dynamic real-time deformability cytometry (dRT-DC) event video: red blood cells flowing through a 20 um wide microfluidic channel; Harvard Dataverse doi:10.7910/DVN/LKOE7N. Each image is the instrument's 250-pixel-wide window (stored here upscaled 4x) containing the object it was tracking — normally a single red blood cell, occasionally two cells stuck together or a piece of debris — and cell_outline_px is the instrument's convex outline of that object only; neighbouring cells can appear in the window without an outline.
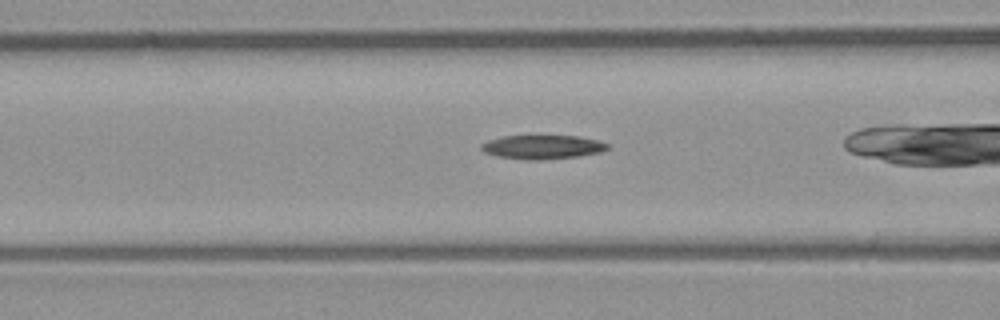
{"species": "common noctule bat (a hibernating species)", "species_latin": "Nyctalus noctula", "temperature_condition": "room temperature", "stored_images_in_passage": 32, "camera_frame_rate_fps": 3000, "um_per_image_px": 0.085, "animal": {"sex": "male", "body_mass_g": 23.1, "forearm_length_mm": 52.7}, "frame": {"image": 1, "passage_image": 12, "time_ms": 3.667, "image_size_px": [1000, 320], "cell_outline_px": [[608, 148], [600, 152], [576, 156], [540, 160], [532, 160], [496, 156], [484, 152], [480, 148], [480, 144], [488, 140], [504, 136], [580, 136], [596, 140], [608, 144]], "centroid_in_image_um": [46.06, 12.49], "position_along_channel_um": 120.5, "area_um2": 17.4}}
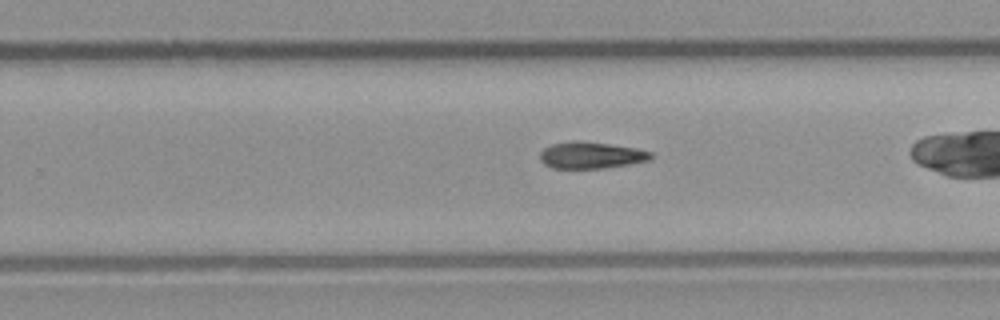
{"frame": {"image": 2, "passage_image": 24, "time_ms": 7.667, "image_size_px": [1000, 320], "cell_outline_px": [[652, 160], [604, 168], [552, 168], [544, 164], [540, 160], [540, 152], [544, 148], [552, 144], [572, 140], [580, 140], [636, 148], [652, 152]], "centroid_in_image_um": [50.23, 13.19], "position_along_channel_um": 279.6, "area_um2": 17.28}}
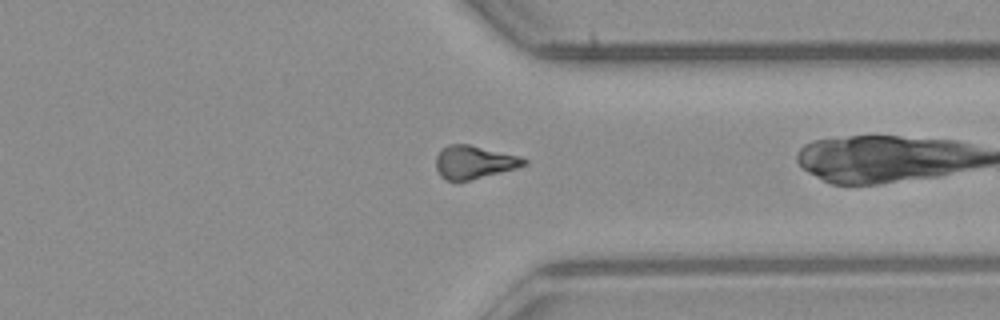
{"frame": {"image": 3, "passage_image": 31, "time_ms": 10.0, "image_size_px": [1000, 320], "cell_outline_px": [[528, 164], [516, 168], [468, 180], [444, 180], [440, 176], [436, 168], [436, 156], [440, 148], [448, 144], [468, 144], [520, 156], [528, 160]], "centroid_in_image_um": [40.27, 13.76], "position_along_channel_um": 371.1, "area_um2": 16.94}}